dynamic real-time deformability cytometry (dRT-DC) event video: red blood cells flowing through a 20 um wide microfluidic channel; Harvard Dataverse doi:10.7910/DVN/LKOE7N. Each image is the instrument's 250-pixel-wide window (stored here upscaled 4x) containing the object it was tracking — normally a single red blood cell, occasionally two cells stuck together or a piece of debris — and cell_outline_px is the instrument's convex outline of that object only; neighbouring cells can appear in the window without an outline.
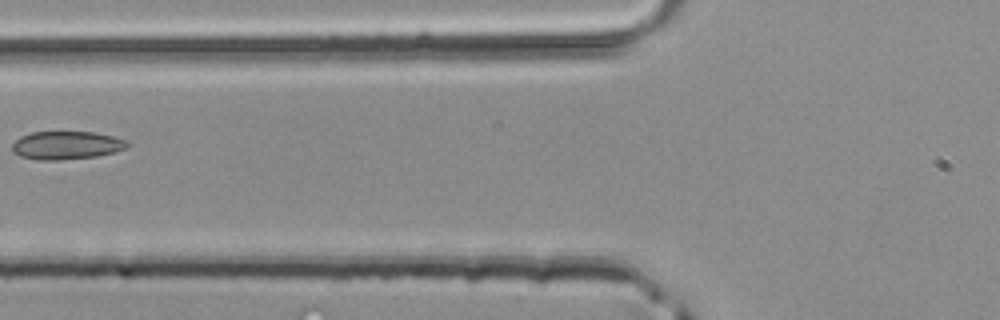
{"species": "common noctule bat (a hibernating species)", "species_latin": "Nyctalus noctula", "temperature_condition": "room temperature", "stored_images_in_passage": 5, "camera_frame_rate_fps": 3000, "um_per_image_px": 0.085, "animal": {"sex": "male", "body_mass_g": 20.4}, "frame": {"image": 1, "passage_image": 5, "time_ms": 1.333, "image_size_px": [1000, 320], "cell_outline_px": [[128, 148], [96, 156], [60, 160], [40, 160], [20, 156], [12, 152], [12, 144], [20, 136], [32, 132], [92, 132], [112, 136], [128, 140]], "centroid_in_image_um": [5.63, 12.35], "position_along_channel_um": 120.2, "area_um2": 18.84}}